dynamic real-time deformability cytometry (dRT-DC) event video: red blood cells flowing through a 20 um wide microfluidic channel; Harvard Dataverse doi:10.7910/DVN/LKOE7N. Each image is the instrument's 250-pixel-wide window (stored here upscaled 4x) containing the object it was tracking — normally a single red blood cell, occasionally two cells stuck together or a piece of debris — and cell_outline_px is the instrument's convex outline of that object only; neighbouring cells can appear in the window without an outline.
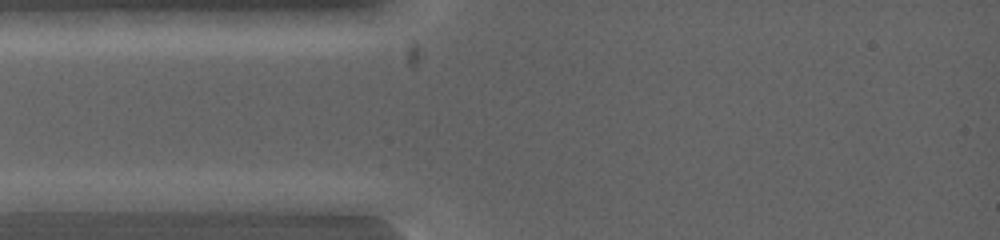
{"species": "common noctule bat (a hibernating species)", "species_latin": "Nyctalus noctula", "temperature_condition": "warm", "stored_images_in_passage": 5, "camera_frame_rate_fps": 5000, "um_per_image_px": 0.085, "animal": {"sex": "female", "body_mass_g": 19.0, "forearm_length_mm": 53.3}, "frame": {"image": 1, "passage_image": 1, "time_ms": 0.0, "image_size_px": [1000, 240], "cell_outline_px": [[116, 200], [104, 212], [32, 216], [24, 212], [12, 200], [20, 192], [104, 192]], "centroid_in_image_um": [5.34, 17.23], "position_along_channel_um": 79.7, "area_um2": 14.57}}